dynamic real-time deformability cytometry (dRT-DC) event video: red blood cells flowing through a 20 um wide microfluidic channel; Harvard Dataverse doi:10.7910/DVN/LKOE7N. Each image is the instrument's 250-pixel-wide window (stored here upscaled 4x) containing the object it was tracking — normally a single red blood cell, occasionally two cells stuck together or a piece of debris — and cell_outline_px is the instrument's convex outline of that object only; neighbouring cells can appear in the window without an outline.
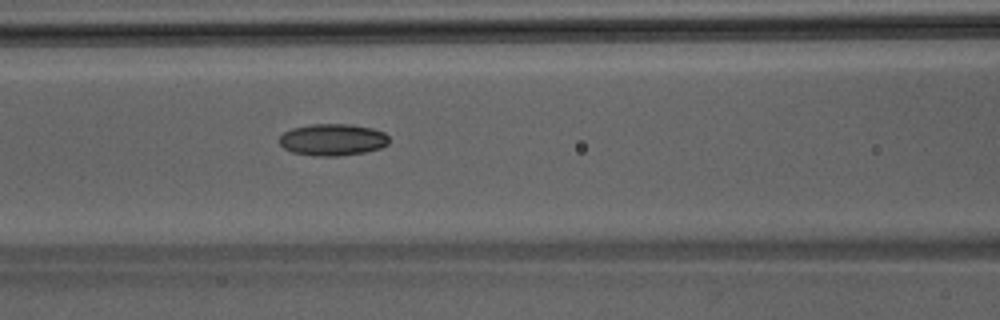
{"species": "Egyptian fruit bat (a non-hibernating species)", "species_latin": "Rousettus aegyptiacus", "temperature_condition": "room temperature", "stored_images_in_passage": 35, "camera_frame_rate_fps": 3000, "um_per_image_px": 0.085, "animal": {"sex": "male"}, "frame": {"image": 1, "passage_image": 8, "time_ms": 2.333, "image_size_px": [1000, 320], "cell_outline_px": [[388, 144], [380, 148], [364, 152], [340, 156], [316, 156], [292, 152], [284, 148], [280, 144], [280, 136], [284, 132], [292, 128], [312, 124], [352, 124], [372, 128], [384, 132], [388, 136]], "centroid_in_image_um": [28.28, 11.87], "position_along_channel_um": 138.3, "area_um2": 20.35}}
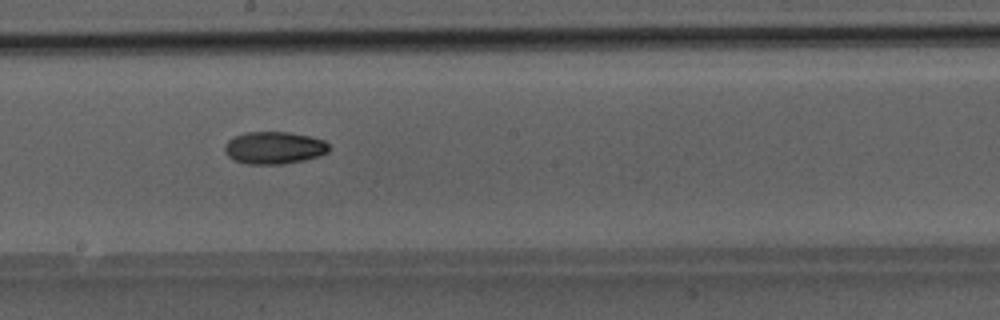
{"frame": {"image": 2, "passage_image": 14, "time_ms": 4.333, "image_size_px": [1000, 320], "cell_outline_px": [[328, 152], [320, 156], [304, 160], [284, 164], [244, 164], [232, 160], [224, 152], [224, 144], [228, 140], [244, 132], [288, 132], [308, 136], [324, 140], [328, 144]], "centroid_in_image_um": [23.26, 12.57], "position_along_channel_um": 224.9, "area_um2": 19.83}}
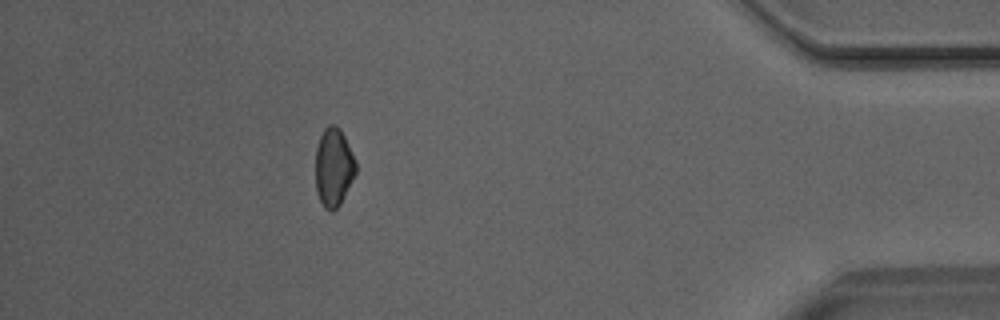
{"frame": {"image": 3, "passage_image": 30, "time_ms": 9.667, "image_size_px": [1000, 320], "cell_outline_px": [[356, 172], [340, 204], [332, 212], [324, 208], [316, 192], [316, 148], [320, 136], [324, 128], [328, 124], [336, 124], [340, 128], [356, 160]], "centroid_in_image_um": [28.35, 14.2], "position_along_channel_um": 406.8, "area_um2": 18.44}}